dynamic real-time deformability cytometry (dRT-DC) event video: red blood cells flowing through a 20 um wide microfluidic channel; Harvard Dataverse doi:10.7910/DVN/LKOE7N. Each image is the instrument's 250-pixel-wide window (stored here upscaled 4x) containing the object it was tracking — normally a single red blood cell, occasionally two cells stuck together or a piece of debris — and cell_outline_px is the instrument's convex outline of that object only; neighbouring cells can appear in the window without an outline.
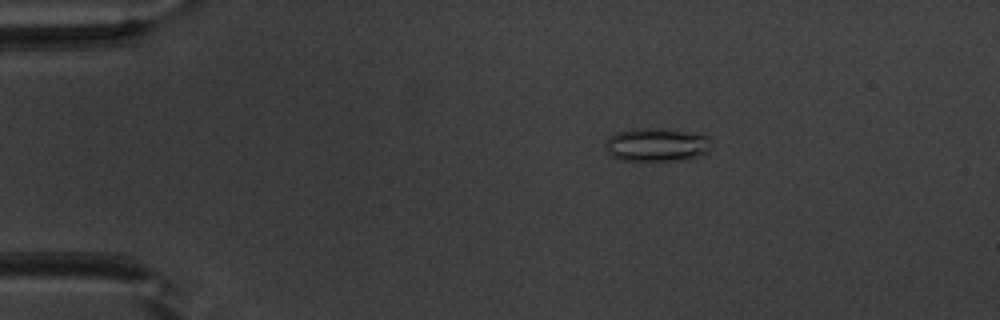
{"species": "common noctule bat (a hibernating species)", "species_latin": "Nyctalus noctula", "temperature_condition": "warm", "stored_images_in_passage": 51, "camera_frame_rate_fps": 3000, "um_per_image_px": 0.085, "animal": {"sex": "male", "body_mass_g": 20.1, "forearm_length_mm": 53.5}, "frame": {"image": 1, "passage_image": 10, "time_ms": 3.0, "image_size_px": [1000, 320], "cell_outline_px": [[708, 152], [700, 156], [672, 160], [620, 160], [612, 156], [608, 152], [604, 144], [608, 136], [616, 132], [636, 128], [660, 128], [708, 136]], "centroid_in_image_um": [55.73, 12.29], "position_along_channel_um": 29.3, "area_um2": 20.29}}
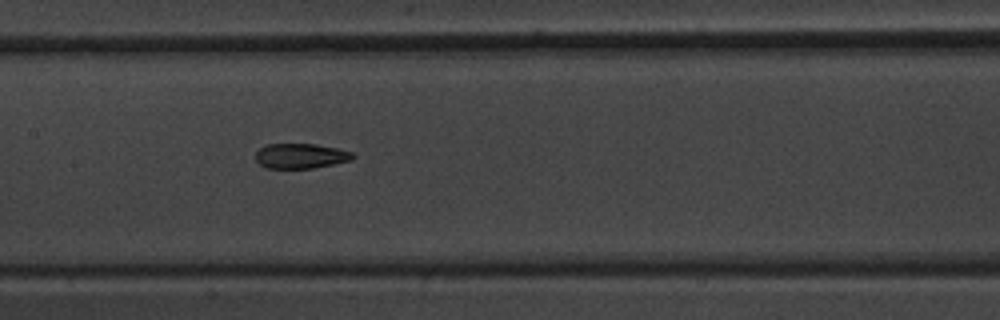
{"frame": {"image": 2, "passage_image": 26, "time_ms": 8.333, "image_size_px": [1000, 320], "cell_outline_px": [[356, 156], [352, 160], [312, 168], [268, 168], [260, 164], [256, 160], [256, 152], [260, 148], [268, 144], [316, 144], [336, 148], [352, 152]], "centroid_in_image_um": [25.57, 13.25], "position_along_channel_um": 181.8, "area_um2": 14.05}}
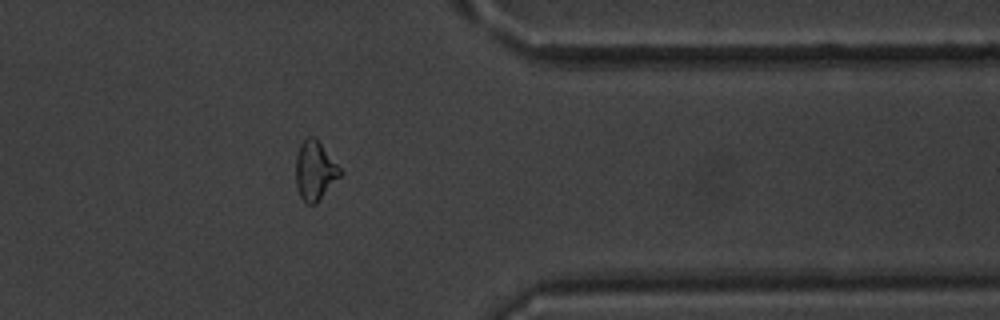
{"frame": {"image": 3, "passage_image": 42, "time_ms": 13.667, "image_size_px": [1000, 320], "cell_outline_px": [[344, 172], [316, 204], [308, 204], [300, 196], [296, 184], [296, 156], [300, 144], [308, 136], [312, 136], [320, 144]], "centroid_in_image_um": [26.77, 14.53], "position_along_channel_um": 384.6, "area_um2": 15.03}, "authors_computed_cell_mechanics": {"area_um2": 15.4904, "velocity_mm_per_s": 3.9962, "shape_relaxation_time_tau1_ms": 10.901, "shape_relaxation_time_tau2_ms": 2.2013, "deformation_change_tau1": 0.2362, "deformation_change_tau2": 0.1027}}